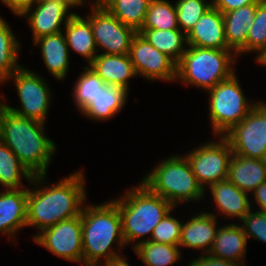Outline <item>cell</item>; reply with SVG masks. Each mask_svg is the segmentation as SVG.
<instances>
[{
  "mask_svg": "<svg viewBox=\"0 0 266 266\" xmlns=\"http://www.w3.org/2000/svg\"><path fill=\"white\" fill-rule=\"evenodd\" d=\"M81 221L83 266H99L102 259L106 262L120 256L112 244L116 243L120 250L126 243L122 235L121 214L113 200L99 205L84 204Z\"/></svg>",
  "mask_w": 266,
  "mask_h": 266,
  "instance_id": "3",
  "label": "cell"
},
{
  "mask_svg": "<svg viewBox=\"0 0 266 266\" xmlns=\"http://www.w3.org/2000/svg\"><path fill=\"white\" fill-rule=\"evenodd\" d=\"M242 91L236 73L206 91L210 95L209 116L214 135L224 136L256 105V101L249 104Z\"/></svg>",
  "mask_w": 266,
  "mask_h": 266,
  "instance_id": "7",
  "label": "cell"
},
{
  "mask_svg": "<svg viewBox=\"0 0 266 266\" xmlns=\"http://www.w3.org/2000/svg\"><path fill=\"white\" fill-rule=\"evenodd\" d=\"M188 47L176 64V79L185 85L209 90L235 74L232 66L237 54L234 51Z\"/></svg>",
  "mask_w": 266,
  "mask_h": 266,
  "instance_id": "5",
  "label": "cell"
},
{
  "mask_svg": "<svg viewBox=\"0 0 266 266\" xmlns=\"http://www.w3.org/2000/svg\"><path fill=\"white\" fill-rule=\"evenodd\" d=\"M233 151L224 136L217 142L204 143L188 152L185 156L199 184L205 188L226 180Z\"/></svg>",
  "mask_w": 266,
  "mask_h": 266,
  "instance_id": "11",
  "label": "cell"
},
{
  "mask_svg": "<svg viewBox=\"0 0 266 266\" xmlns=\"http://www.w3.org/2000/svg\"><path fill=\"white\" fill-rule=\"evenodd\" d=\"M91 13L87 15L90 21L98 51L101 54H129L134 36L138 33L132 27L124 25L100 3L92 2Z\"/></svg>",
  "mask_w": 266,
  "mask_h": 266,
  "instance_id": "10",
  "label": "cell"
},
{
  "mask_svg": "<svg viewBox=\"0 0 266 266\" xmlns=\"http://www.w3.org/2000/svg\"><path fill=\"white\" fill-rule=\"evenodd\" d=\"M77 13L65 25L68 49L84 57L88 64L99 54L90 21Z\"/></svg>",
  "mask_w": 266,
  "mask_h": 266,
  "instance_id": "24",
  "label": "cell"
},
{
  "mask_svg": "<svg viewBox=\"0 0 266 266\" xmlns=\"http://www.w3.org/2000/svg\"><path fill=\"white\" fill-rule=\"evenodd\" d=\"M33 176L11 149L0 140V184L5 189L27 188L22 185V177L30 182Z\"/></svg>",
  "mask_w": 266,
  "mask_h": 266,
  "instance_id": "28",
  "label": "cell"
},
{
  "mask_svg": "<svg viewBox=\"0 0 266 266\" xmlns=\"http://www.w3.org/2000/svg\"><path fill=\"white\" fill-rule=\"evenodd\" d=\"M179 246L144 241L134 247V251L146 266H168L180 260Z\"/></svg>",
  "mask_w": 266,
  "mask_h": 266,
  "instance_id": "30",
  "label": "cell"
},
{
  "mask_svg": "<svg viewBox=\"0 0 266 266\" xmlns=\"http://www.w3.org/2000/svg\"><path fill=\"white\" fill-rule=\"evenodd\" d=\"M211 0H178L175 2L179 28L187 35L201 16L212 7Z\"/></svg>",
  "mask_w": 266,
  "mask_h": 266,
  "instance_id": "33",
  "label": "cell"
},
{
  "mask_svg": "<svg viewBox=\"0 0 266 266\" xmlns=\"http://www.w3.org/2000/svg\"><path fill=\"white\" fill-rule=\"evenodd\" d=\"M113 201L117 204L121 214L122 235L126 245L136 240L133 248L137 244L150 240L157 224L175 208L169 201L153 193L142 182L127 189L120 198ZM149 234L147 240L141 239Z\"/></svg>",
  "mask_w": 266,
  "mask_h": 266,
  "instance_id": "4",
  "label": "cell"
},
{
  "mask_svg": "<svg viewBox=\"0 0 266 266\" xmlns=\"http://www.w3.org/2000/svg\"><path fill=\"white\" fill-rule=\"evenodd\" d=\"M187 45L231 50L225 39L223 13L210 7L187 34Z\"/></svg>",
  "mask_w": 266,
  "mask_h": 266,
  "instance_id": "15",
  "label": "cell"
},
{
  "mask_svg": "<svg viewBox=\"0 0 266 266\" xmlns=\"http://www.w3.org/2000/svg\"><path fill=\"white\" fill-rule=\"evenodd\" d=\"M168 0H151L141 29H180L175 5Z\"/></svg>",
  "mask_w": 266,
  "mask_h": 266,
  "instance_id": "32",
  "label": "cell"
},
{
  "mask_svg": "<svg viewBox=\"0 0 266 266\" xmlns=\"http://www.w3.org/2000/svg\"><path fill=\"white\" fill-rule=\"evenodd\" d=\"M261 0H212V6L222 13L236 10L245 5L257 4Z\"/></svg>",
  "mask_w": 266,
  "mask_h": 266,
  "instance_id": "38",
  "label": "cell"
},
{
  "mask_svg": "<svg viewBox=\"0 0 266 266\" xmlns=\"http://www.w3.org/2000/svg\"><path fill=\"white\" fill-rule=\"evenodd\" d=\"M258 64L266 66V50L261 54V56L255 59Z\"/></svg>",
  "mask_w": 266,
  "mask_h": 266,
  "instance_id": "42",
  "label": "cell"
},
{
  "mask_svg": "<svg viewBox=\"0 0 266 266\" xmlns=\"http://www.w3.org/2000/svg\"><path fill=\"white\" fill-rule=\"evenodd\" d=\"M28 188L4 189L0 192V233L16 236V233L27 227Z\"/></svg>",
  "mask_w": 266,
  "mask_h": 266,
  "instance_id": "16",
  "label": "cell"
},
{
  "mask_svg": "<svg viewBox=\"0 0 266 266\" xmlns=\"http://www.w3.org/2000/svg\"><path fill=\"white\" fill-rule=\"evenodd\" d=\"M169 211L154 228L150 241L179 246L182 222L171 216Z\"/></svg>",
  "mask_w": 266,
  "mask_h": 266,
  "instance_id": "35",
  "label": "cell"
},
{
  "mask_svg": "<svg viewBox=\"0 0 266 266\" xmlns=\"http://www.w3.org/2000/svg\"><path fill=\"white\" fill-rule=\"evenodd\" d=\"M224 137L233 154L264 160L266 156V101L257 102L249 114Z\"/></svg>",
  "mask_w": 266,
  "mask_h": 266,
  "instance_id": "9",
  "label": "cell"
},
{
  "mask_svg": "<svg viewBox=\"0 0 266 266\" xmlns=\"http://www.w3.org/2000/svg\"><path fill=\"white\" fill-rule=\"evenodd\" d=\"M82 172H74L59 183L46 187L42 185L41 188L39 186L41 182L46 183L47 175L33 176L29 184L34 189H28L27 227L33 226L40 230L34 238L62 220L81 215L86 201L85 177Z\"/></svg>",
  "mask_w": 266,
  "mask_h": 266,
  "instance_id": "1",
  "label": "cell"
},
{
  "mask_svg": "<svg viewBox=\"0 0 266 266\" xmlns=\"http://www.w3.org/2000/svg\"><path fill=\"white\" fill-rule=\"evenodd\" d=\"M194 260V261H193ZM187 266H242L241 264L216 258L209 253L201 255L197 259H192Z\"/></svg>",
  "mask_w": 266,
  "mask_h": 266,
  "instance_id": "37",
  "label": "cell"
},
{
  "mask_svg": "<svg viewBox=\"0 0 266 266\" xmlns=\"http://www.w3.org/2000/svg\"><path fill=\"white\" fill-rule=\"evenodd\" d=\"M14 80L21 108H13L4 103L12 112L45 123L51 103V91L39 74L21 66L6 80Z\"/></svg>",
  "mask_w": 266,
  "mask_h": 266,
  "instance_id": "8",
  "label": "cell"
},
{
  "mask_svg": "<svg viewBox=\"0 0 266 266\" xmlns=\"http://www.w3.org/2000/svg\"><path fill=\"white\" fill-rule=\"evenodd\" d=\"M44 123L20 116L4 107L0 111V140L33 174H47L56 143L46 137Z\"/></svg>",
  "mask_w": 266,
  "mask_h": 266,
  "instance_id": "2",
  "label": "cell"
},
{
  "mask_svg": "<svg viewBox=\"0 0 266 266\" xmlns=\"http://www.w3.org/2000/svg\"><path fill=\"white\" fill-rule=\"evenodd\" d=\"M252 193L258 205V211L266 213V181L260 184Z\"/></svg>",
  "mask_w": 266,
  "mask_h": 266,
  "instance_id": "40",
  "label": "cell"
},
{
  "mask_svg": "<svg viewBox=\"0 0 266 266\" xmlns=\"http://www.w3.org/2000/svg\"><path fill=\"white\" fill-rule=\"evenodd\" d=\"M153 193L158 194L174 207L180 202L203 200L205 189L192 172L186 156L173 155L162 160L142 179Z\"/></svg>",
  "mask_w": 266,
  "mask_h": 266,
  "instance_id": "6",
  "label": "cell"
},
{
  "mask_svg": "<svg viewBox=\"0 0 266 266\" xmlns=\"http://www.w3.org/2000/svg\"><path fill=\"white\" fill-rule=\"evenodd\" d=\"M34 45H40L42 60L49 73L57 80H63L69 70V49L62 32L45 35L35 39Z\"/></svg>",
  "mask_w": 266,
  "mask_h": 266,
  "instance_id": "22",
  "label": "cell"
},
{
  "mask_svg": "<svg viewBox=\"0 0 266 266\" xmlns=\"http://www.w3.org/2000/svg\"><path fill=\"white\" fill-rule=\"evenodd\" d=\"M84 71L81 73L73 87V97L76 103V108L82 113L93 101L100 90H103L107 85L89 66H84Z\"/></svg>",
  "mask_w": 266,
  "mask_h": 266,
  "instance_id": "31",
  "label": "cell"
},
{
  "mask_svg": "<svg viewBox=\"0 0 266 266\" xmlns=\"http://www.w3.org/2000/svg\"><path fill=\"white\" fill-rule=\"evenodd\" d=\"M266 50V0L257 3L252 25L249 27L246 53L256 52V59Z\"/></svg>",
  "mask_w": 266,
  "mask_h": 266,
  "instance_id": "34",
  "label": "cell"
},
{
  "mask_svg": "<svg viewBox=\"0 0 266 266\" xmlns=\"http://www.w3.org/2000/svg\"><path fill=\"white\" fill-rule=\"evenodd\" d=\"M151 0H103L104 6L121 23L132 27L137 32L145 21Z\"/></svg>",
  "mask_w": 266,
  "mask_h": 266,
  "instance_id": "27",
  "label": "cell"
},
{
  "mask_svg": "<svg viewBox=\"0 0 266 266\" xmlns=\"http://www.w3.org/2000/svg\"><path fill=\"white\" fill-rule=\"evenodd\" d=\"M160 52L170 57L176 64L187 50V35L181 29L159 30L140 29L138 31Z\"/></svg>",
  "mask_w": 266,
  "mask_h": 266,
  "instance_id": "26",
  "label": "cell"
},
{
  "mask_svg": "<svg viewBox=\"0 0 266 266\" xmlns=\"http://www.w3.org/2000/svg\"><path fill=\"white\" fill-rule=\"evenodd\" d=\"M33 240L59 258L83 265L81 215L44 229Z\"/></svg>",
  "mask_w": 266,
  "mask_h": 266,
  "instance_id": "12",
  "label": "cell"
},
{
  "mask_svg": "<svg viewBox=\"0 0 266 266\" xmlns=\"http://www.w3.org/2000/svg\"><path fill=\"white\" fill-rule=\"evenodd\" d=\"M210 192L217 210L221 216L233 217L241 220L243 216L252 209L250 193L241 191L236 185L228 179L219 181L210 186Z\"/></svg>",
  "mask_w": 266,
  "mask_h": 266,
  "instance_id": "19",
  "label": "cell"
},
{
  "mask_svg": "<svg viewBox=\"0 0 266 266\" xmlns=\"http://www.w3.org/2000/svg\"><path fill=\"white\" fill-rule=\"evenodd\" d=\"M82 4L84 3L85 0H79ZM95 3H101L102 0H94Z\"/></svg>",
  "mask_w": 266,
  "mask_h": 266,
  "instance_id": "43",
  "label": "cell"
},
{
  "mask_svg": "<svg viewBox=\"0 0 266 266\" xmlns=\"http://www.w3.org/2000/svg\"><path fill=\"white\" fill-rule=\"evenodd\" d=\"M217 216L214 212H202L191 216L189 221L182 224L179 247L202 249L203 254L209 253L219 229Z\"/></svg>",
  "mask_w": 266,
  "mask_h": 266,
  "instance_id": "17",
  "label": "cell"
},
{
  "mask_svg": "<svg viewBox=\"0 0 266 266\" xmlns=\"http://www.w3.org/2000/svg\"><path fill=\"white\" fill-rule=\"evenodd\" d=\"M246 245L247 237L242 226L231 223L223 227L219 226L209 254L245 266L243 259L246 254Z\"/></svg>",
  "mask_w": 266,
  "mask_h": 266,
  "instance_id": "20",
  "label": "cell"
},
{
  "mask_svg": "<svg viewBox=\"0 0 266 266\" xmlns=\"http://www.w3.org/2000/svg\"><path fill=\"white\" fill-rule=\"evenodd\" d=\"M12 28L0 16V84L16 72L22 65L18 64L20 42Z\"/></svg>",
  "mask_w": 266,
  "mask_h": 266,
  "instance_id": "29",
  "label": "cell"
},
{
  "mask_svg": "<svg viewBox=\"0 0 266 266\" xmlns=\"http://www.w3.org/2000/svg\"><path fill=\"white\" fill-rule=\"evenodd\" d=\"M84 4L85 3L82 4L79 0H38L20 16H27L34 41L45 35L62 32L61 26H63V24L66 25L68 20L76 14L75 12L69 13L68 11H70L71 8L83 6Z\"/></svg>",
  "mask_w": 266,
  "mask_h": 266,
  "instance_id": "13",
  "label": "cell"
},
{
  "mask_svg": "<svg viewBox=\"0 0 266 266\" xmlns=\"http://www.w3.org/2000/svg\"><path fill=\"white\" fill-rule=\"evenodd\" d=\"M240 221L247 241L251 237L266 244V213L250 210Z\"/></svg>",
  "mask_w": 266,
  "mask_h": 266,
  "instance_id": "36",
  "label": "cell"
},
{
  "mask_svg": "<svg viewBox=\"0 0 266 266\" xmlns=\"http://www.w3.org/2000/svg\"><path fill=\"white\" fill-rule=\"evenodd\" d=\"M3 106H4V103L0 102V111L3 108Z\"/></svg>",
  "mask_w": 266,
  "mask_h": 266,
  "instance_id": "44",
  "label": "cell"
},
{
  "mask_svg": "<svg viewBox=\"0 0 266 266\" xmlns=\"http://www.w3.org/2000/svg\"><path fill=\"white\" fill-rule=\"evenodd\" d=\"M106 85L119 86L129 91V79L137 77L129 54H98L88 65Z\"/></svg>",
  "mask_w": 266,
  "mask_h": 266,
  "instance_id": "18",
  "label": "cell"
},
{
  "mask_svg": "<svg viewBox=\"0 0 266 266\" xmlns=\"http://www.w3.org/2000/svg\"><path fill=\"white\" fill-rule=\"evenodd\" d=\"M256 7L257 4H250L223 13L225 39L237 57L246 53L248 31L254 21Z\"/></svg>",
  "mask_w": 266,
  "mask_h": 266,
  "instance_id": "21",
  "label": "cell"
},
{
  "mask_svg": "<svg viewBox=\"0 0 266 266\" xmlns=\"http://www.w3.org/2000/svg\"><path fill=\"white\" fill-rule=\"evenodd\" d=\"M227 179L241 191L252 193L266 181V161L233 154Z\"/></svg>",
  "mask_w": 266,
  "mask_h": 266,
  "instance_id": "23",
  "label": "cell"
},
{
  "mask_svg": "<svg viewBox=\"0 0 266 266\" xmlns=\"http://www.w3.org/2000/svg\"><path fill=\"white\" fill-rule=\"evenodd\" d=\"M99 266H131L124 258L117 256L111 258L109 261L100 263Z\"/></svg>",
  "mask_w": 266,
  "mask_h": 266,
  "instance_id": "41",
  "label": "cell"
},
{
  "mask_svg": "<svg viewBox=\"0 0 266 266\" xmlns=\"http://www.w3.org/2000/svg\"><path fill=\"white\" fill-rule=\"evenodd\" d=\"M129 55L137 75L151 81L176 80V63L151 45L140 33L134 36Z\"/></svg>",
  "mask_w": 266,
  "mask_h": 266,
  "instance_id": "14",
  "label": "cell"
},
{
  "mask_svg": "<svg viewBox=\"0 0 266 266\" xmlns=\"http://www.w3.org/2000/svg\"><path fill=\"white\" fill-rule=\"evenodd\" d=\"M128 91L119 86L107 85L93 98L92 103L82 112L85 117L95 121L109 120L115 117L125 106ZM109 118V119H108Z\"/></svg>",
  "mask_w": 266,
  "mask_h": 266,
  "instance_id": "25",
  "label": "cell"
},
{
  "mask_svg": "<svg viewBox=\"0 0 266 266\" xmlns=\"http://www.w3.org/2000/svg\"><path fill=\"white\" fill-rule=\"evenodd\" d=\"M4 5L8 6L13 14L20 15L29 7H32L38 0H1Z\"/></svg>",
  "mask_w": 266,
  "mask_h": 266,
  "instance_id": "39",
  "label": "cell"
}]
</instances>
